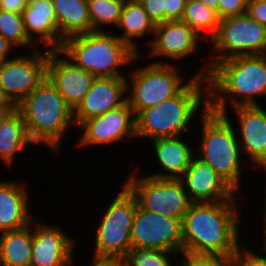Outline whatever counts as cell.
I'll list each match as a JSON object with an SVG mask.
<instances>
[{
	"label": "cell",
	"instance_id": "obj_1",
	"mask_svg": "<svg viewBox=\"0 0 266 266\" xmlns=\"http://www.w3.org/2000/svg\"><path fill=\"white\" fill-rule=\"evenodd\" d=\"M241 196L237 193L227 201L192 203L182 219L183 254L236 256L243 244Z\"/></svg>",
	"mask_w": 266,
	"mask_h": 266
},
{
	"label": "cell",
	"instance_id": "obj_2",
	"mask_svg": "<svg viewBox=\"0 0 266 266\" xmlns=\"http://www.w3.org/2000/svg\"><path fill=\"white\" fill-rule=\"evenodd\" d=\"M207 80L209 109L214 112L223 114L239 106L260 105L256 99L266 98V54L219 61L210 69Z\"/></svg>",
	"mask_w": 266,
	"mask_h": 266
},
{
	"label": "cell",
	"instance_id": "obj_3",
	"mask_svg": "<svg viewBox=\"0 0 266 266\" xmlns=\"http://www.w3.org/2000/svg\"><path fill=\"white\" fill-rule=\"evenodd\" d=\"M208 109V80L195 75L177 95L135 116L136 139L151 141L184 135L193 131L189 126L195 117L200 118Z\"/></svg>",
	"mask_w": 266,
	"mask_h": 266
},
{
	"label": "cell",
	"instance_id": "obj_4",
	"mask_svg": "<svg viewBox=\"0 0 266 266\" xmlns=\"http://www.w3.org/2000/svg\"><path fill=\"white\" fill-rule=\"evenodd\" d=\"M17 109L34 145H44L54 154L62 149L66 133L76 127L74 110L47 77L17 105Z\"/></svg>",
	"mask_w": 266,
	"mask_h": 266
},
{
	"label": "cell",
	"instance_id": "obj_5",
	"mask_svg": "<svg viewBox=\"0 0 266 266\" xmlns=\"http://www.w3.org/2000/svg\"><path fill=\"white\" fill-rule=\"evenodd\" d=\"M225 112L217 113L208 109L201 118L198 119L200 134L199 145L195 151L199 150L195 156L209 164L219 176L230 185L238 194L242 186V173L244 162L240 144L238 141L236 126L233 119ZM234 124V125H233ZM197 149V150H196ZM244 159V160H242ZM242 160V161H241ZM247 161V162H246ZM243 163V165H241Z\"/></svg>",
	"mask_w": 266,
	"mask_h": 266
},
{
	"label": "cell",
	"instance_id": "obj_6",
	"mask_svg": "<svg viewBox=\"0 0 266 266\" xmlns=\"http://www.w3.org/2000/svg\"><path fill=\"white\" fill-rule=\"evenodd\" d=\"M60 50L95 77H126L127 74L120 68L129 65L135 67L136 61L140 62L138 60L144 58L142 52L136 53L126 42L121 41L116 32L114 34L107 30L67 37Z\"/></svg>",
	"mask_w": 266,
	"mask_h": 266
},
{
	"label": "cell",
	"instance_id": "obj_7",
	"mask_svg": "<svg viewBox=\"0 0 266 266\" xmlns=\"http://www.w3.org/2000/svg\"><path fill=\"white\" fill-rule=\"evenodd\" d=\"M211 52L206 64L192 74L207 78L210 69L219 61L239 56L266 54V27L247 13L220 19L215 37L208 42Z\"/></svg>",
	"mask_w": 266,
	"mask_h": 266
},
{
	"label": "cell",
	"instance_id": "obj_8",
	"mask_svg": "<svg viewBox=\"0 0 266 266\" xmlns=\"http://www.w3.org/2000/svg\"><path fill=\"white\" fill-rule=\"evenodd\" d=\"M184 76L175 62L171 64L148 61L146 66L128 70L127 102L135 116L140 111L177 95L195 75L190 78Z\"/></svg>",
	"mask_w": 266,
	"mask_h": 266
},
{
	"label": "cell",
	"instance_id": "obj_9",
	"mask_svg": "<svg viewBox=\"0 0 266 266\" xmlns=\"http://www.w3.org/2000/svg\"><path fill=\"white\" fill-rule=\"evenodd\" d=\"M121 187L107 203V208L100 216L99 226L94 229L95 253L92 256L121 260L132 247L131 228L137 199L124 183Z\"/></svg>",
	"mask_w": 266,
	"mask_h": 266
},
{
	"label": "cell",
	"instance_id": "obj_10",
	"mask_svg": "<svg viewBox=\"0 0 266 266\" xmlns=\"http://www.w3.org/2000/svg\"><path fill=\"white\" fill-rule=\"evenodd\" d=\"M135 164L136 167L123 183L134 194L137 203L146 210L182 220L192 204L182 181L138 176L140 170Z\"/></svg>",
	"mask_w": 266,
	"mask_h": 266
},
{
	"label": "cell",
	"instance_id": "obj_11",
	"mask_svg": "<svg viewBox=\"0 0 266 266\" xmlns=\"http://www.w3.org/2000/svg\"><path fill=\"white\" fill-rule=\"evenodd\" d=\"M133 248H154L183 255L182 220L142 208L138 203L131 228Z\"/></svg>",
	"mask_w": 266,
	"mask_h": 266
},
{
	"label": "cell",
	"instance_id": "obj_12",
	"mask_svg": "<svg viewBox=\"0 0 266 266\" xmlns=\"http://www.w3.org/2000/svg\"><path fill=\"white\" fill-rule=\"evenodd\" d=\"M38 49L0 63V88L16 105L46 77L48 50Z\"/></svg>",
	"mask_w": 266,
	"mask_h": 266
},
{
	"label": "cell",
	"instance_id": "obj_13",
	"mask_svg": "<svg viewBox=\"0 0 266 266\" xmlns=\"http://www.w3.org/2000/svg\"><path fill=\"white\" fill-rule=\"evenodd\" d=\"M78 127L82 132L78 142H75L77 148L90 145L107 146L120 140L126 142L132 139L134 142L136 139L135 114L128 102L102 115L89 118Z\"/></svg>",
	"mask_w": 266,
	"mask_h": 266
},
{
	"label": "cell",
	"instance_id": "obj_14",
	"mask_svg": "<svg viewBox=\"0 0 266 266\" xmlns=\"http://www.w3.org/2000/svg\"><path fill=\"white\" fill-rule=\"evenodd\" d=\"M150 38L152 39H148L145 43L147 48L149 47L145 58L151 57L152 60L155 58L153 63H167L161 60L163 57L180 64L181 61H185V58L194 56L195 53L198 54L200 41L202 44L207 42L183 21H167L157 24L154 35Z\"/></svg>",
	"mask_w": 266,
	"mask_h": 266
},
{
	"label": "cell",
	"instance_id": "obj_15",
	"mask_svg": "<svg viewBox=\"0 0 266 266\" xmlns=\"http://www.w3.org/2000/svg\"><path fill=\"white\" fill-rule=\"evenodd\" d=\"M35 219L34 217L31 266H73L76 263V238H72V235L70 237L55 223L45 224L40 218Z\"/></svg>",
	"mask_w": 266,
	"mask_h": 266
},
{
	"label": "cell",
	"instance_id": "obj_16",
	"mask_svg": "<svg viewBox=\"0 0 266 266\" xmlns=\"http://www.w3.org/2000/svg\"><path fill=\"white\" fill-rule=\"evenodd\" d=\"M46 77L75 110L96 78L71 61L60 49L48 50Z\"/></svg>",
	"mask_w": 266,
	"mask_h": 266
},
{
	"label": "cell",
	"instance_id": "obj_17",
	"mask_svg": "<svg viewBox=\"0 0 266 266\" xmlns=\"http://www.w3.org/2000/svg\"><path fill=\"white\" fill-rule=\"evenodd\" d=\"M231 110L236 115L235 124L239 125L236 133L242 155L248 158V164L266 171V108L252 105Z\"/></svg>",
	"mask_w": 266,
	"mask_h": 266
},
{
	"label": "cell",
	"instance_id": "obj_18",
	"mask_svg": "<svg viewBox=\"0 0 266 266\" xmlns=\"http://www.w3.org/2000/svg\"><path fill=\"white\" fill-rule=\"evenodd\" d=\"M127 102L126 77H96L81 103L74 110L78 127L83 121L116 109Z\"/></svg>",
	"mask_w": 266,
	"mask_h": 266
},
{
	"label": "cell",
	"instance_id": "obj_19",
	"mask_svg": "<svg viewBox=\"0 0 266 266\" xmlns=\"http://www.w3.org/2000/svg\"><path fill=\"white\" fill-rule=\"evenodd\" d=\"M180 180L192 203L227 201L237 194L209 164L197 156L192 158Z\"/></svg>",
	"mask_w": 266,
	"mask_h": 266
},
{
	"label": "cell",
	"instance_id": "obj_20",
	"mask_svg": "<svg viewBox=\"0 0 266 266\" xmlns=\"http://www.w3.org/2000/svg\"><path fill=\"white\" fill-rule=\"evenodd\" d=\"M28 38L43 49H61L64 39L58 32V21L52 0H29L22 13Z\"/></svg>",
	"mask_w": 266,
	"mask_h": 266
},
{
	"label": "cell",
	"instance_id": "obj_21",
	"mask_svg": "<svg viewBox=\"0 0 266 266\" xmlns=\"http://www.w3.org/2000/svg\"><path fill=\"white\" fill-rule=\"evenodd\" d=\"M26 184L19 180L0 181V233L23 229L35 217L29 207Z\"/></svg>",
	"mask_w": 266,
	"mask_h": 266
},
{
	"label": "cell",
	"instance_id": "obj_22",
	"mask_svg": "<svg viewBox=\"0 0 266 266\" xmlns=\"http://www.w3.org/2000/svg\"><path fill=\"white\" fill-rule=\"evenodd\" d=\"M182 137L183 135L151 140L152 149H154L152 150L154 152L153 156L156 158L155 164L157 163L163 171L152 172L147 176L160 179L181 178L196 154L195 147H192L194 145H191L190 141H183L185 138Z\"/></svg>",
	"mask_w": 266,
	"mask_h": 266
},
{
	"label": "cell",
	"instance_id": "obj_23",
	"mask_svg": "<svg viewBox=\"0 0 266 266\" xmlns=\"http://www.w3.org/2000/svg\"><path fill=\"white\" fill-rule=\"evenodd\" d=\"M155 23L149 18L139 0H125L117 29L119 39L126 42L136 53L140 54L138 40L154 35ZM120 30V31H119ZM149 35V36H145ZM136 39V40H135ZM139 43V44H138Z\"/></svg>",
	"mask_w": 266,
	"mask_h": 266
},
{
	"label": "cell",
	"instance_id": "obj_24",
	"mask_svg": "<svg viewBox=\"0 0 266 266\" xmlns=\"http://www.w3.org/2000/svg\"><path fill=\"white\" fill-rule=\"evenodd\" d=\"M33 219L20 230L0 233V266H31Z\"/></svg>",
	"mask_w": 266,
	"mask_h": 266
},
{
	"label": "cell",
	"instance_id": "obj_25",
	"mask_svg": "<svg viewBox=\"0 0 266 266\" xmlns=\"http://www.w3.org/2000/svg\"><path fill=\"white\" fill-rule=\"evenodd\" d=\"M59 35L67 37L91 32L87 0H52Z\"/></svg>",
	"mask_w": 266,
	"mask_h": 266
},
{
	"label": "cell",
	"instance_id": "obj_26",
	"mask_svg": "<svg viewBox=\"0 0 266 266\" xmlns=\"http://www.w3.org/2000/svg\"><path fill=\"white\" fill-rule=\"evenodd\" d=\"M34 143L29 138L23 116L16 109L2 123L0 127V160L11 167L19 151Z\"/></svg>",
	"mask_w": 266,
	"mask_h": 266
},
{
	"label": "cell",
	"instance_id": "obj_27",
	"mask_svg": "<svg viewBox=\"0 0 266 266\" xmlns=\"http://www.w3.org/2000/svg\"><path fill=\"white\" fill-rule=\"evenodd\" d=\"M181 21L188 24L202 39L209 42L217 34L220 24L216 10L199 0H187Z\"/></svg>",
	"mask_w": 266,
	"mask_h": 266
},
{
	"label": "cell",
	"instance_id": "obj_28",
	"mask_svg": "<svg viewBox=\"0 0 266 266\" xmlns=\"http://www.w3.org/2000/svg\"><path fill=\"white\" fill-rule=\"evenodd\" d=\"M87 2L91 31L109 30L107 29L109 25L117 27L125 0H87Z\"/></svg>",
	"mask_w": 266,
	"mask_h": 266
},
{
	"label": "cell",
	"instance_id": "obj_29",
	"mask_svg": "<svg viewBox=\"0 0 266 266\" xmlns=\"http://www.w3.org/2000/svg\"><path fill=\"white\" fill-rule=\"evenodd\" d=\"M0 35L18 49L36 50L37 45L26 34L21 14L0 10Z\"/></svg>",
	"mask_w": 266,
	"mask_h": 266
},
{
	"label": "cell",
	"instance_id": "obj_30",
	"mask_svg": "<svg viewBox=\"0 0 266 266\" xmlns=\"http://www.w3.org/2000/svg\"><path fill=\"white\" fill-rule=\"evenodd\" d=\"M178 253L154 248L131 247L121 259V266H174L173 256ZM171 256V257H170Z\"/></svg>",
	"mask_w": 266,
	"mask_h": 266
},
{
	"label": "cell",
	"instance_id": "obj_31",
	"mask_svg": "<svg viewBox=\"0 0 266 266\" xmlns=\"http://www.w3.org/2000/svg\"><path fill=\"white\" fill-rule=\"evenodd\" d=\"M187 266H237L236 256L183 254Z\"/></svg>",
	"mask_w": 266,
	"mask_h": 266
},
{
	"label": "cell",
	"instance_id": "obj_32",
	"mask_svg": "<svg viewBox=\"0 0 266 266\" xmlns=\"http://www.w3.org/2000/svg\"><path fill=\"white\" fill-rule=\"evenodd\" d=\"M248 0H219L217 15L220 19L245 14Z\"/></svg>",
	"mask_w": 266,
	"mask_h": 266
},
{
	"label": "cell",
	"instance_id": "obj_33",
	"mask_svg": "<svg viewBox=\"0 0 266 266\" xmlns=\"http://www.w3.org/2000/svg\"><path fill=\"white\" fill-rule=\"evenodd\" d=\"M249 248L250 246H246L244 243L241 245L239 253L236 255L237 266H266V256L257 254Z\"/></svg>",
	"mask_w": 266,
	"mask_h": 266
},
{
	"label": "cell",
	"instance_id": "obj_34",
	"mask_svg": "<svg viewBox=\"0 0 266 266\" xmlns=\"http://www.w3.org/2000/svg\"><path fill=\"white\" fill-rule=\"evenodd\" d=\"M155 25L165 22L166 0H139Z\"/></svg>",
	"mask_w": 266,
	"mask_h": 266
},
{
	"label": "cell",
	"instance_id": "obj_35",
	"mask_svg": "<svg viewBox=\"0 0 266 266\" xmlns=\"http://www.w3.org/2000/svg\"><path fill=\"white\" fill-rule=\"evenodd\" d=\"M246 13L253 20L266 27V0H248Z\"/></svg>",
	"mask_w": 266,
	"mask_h": 266
},
{
	"label": "cell",
	"instance_id": "obj_36",
	"mask_svg": "<svg viewBox=\"0 0 266 266\" xmlns=\"http://www.w3.org/2000/svg\"><path fill=\"white\" fill-rule=\"evenodd\" d=\"M187 0H166L165 22L181 21Z\"/></svg>",
	"mask_w": 266,
	"mask_h": 266
},
{
	"label": "cell",
	"instance_id": "obj_37",
	"mask_svg": "<svg viewBox=\"0 0 266 266\" xmlns=\"http://www.w3.org/2000/svg\"><path fill=\"white\" fill-rule=\"evenodd\" d=\"M29 0H0V10L21 14L27 8Z\"/></svg>",
	"mask_w": 266,
	"mask_h": 266
},
{
	"label": "cell",
	"instance_id": "obj_38",
	"mask_svg": "<svg viewBox=\"0 0 266 266\" xmlns=\"http://www.w3.org/2000/svg\"><path fill=\"white\" fill-rule=\"evenodd\" d=\"M16 49L17 48L12 43L0 35V63L14 58L13 56L11 57L10 54H13L12 51L14 52Z\"/></svg>",
	"mask_w": 266,
	"mask_h": 266
},
{
	"label": "cell",
	"instance_id": "obj_39",
	"mask_svg": "<svg viewBox=\"0 0 266 266\" xmlns=\"http://www.w3.org/2000/svg\"><path fill=\"white\" fill-rule=\"evenodd\" d=\"M89 266H121V260L116 258L95 257L91 259Z\"/></svg>",
	"mask_w": 266,
	"mask_h": 266
},
{
	"label": "cell",
	"instance_id": "obj_40",
	"mask_svg": "<svg viewBox=\"0 0 266 266\" xmlns=\"http://www.w3.org/2000/svg\"><path fill=\"white\" fill-rule=\"evenodd\" d=\"M0 109H17V105L1 88H0Z\"/></svg>",
	"mask_w": 266,
	"mask_h": 266
},
{
	"label": "cell",
	"instance_id": "obj_41",
	"mask_svg": "<svg viewBox=\"0 0 266 266\" xmlns=\"http://www.w3.org/2000/svg\"><path fill=\"white\" fill-rule=\"evenodd\" d=\"M266 191V190H265ZM263 195H266V192L263 194ZM265 198V208H266V196L264 197ZM261 215H263V216H261ZM260 216L261 217H263V220H261V221H263L262 223L264 224V225H262L263 226V236H262V238H263V240H262V242H261V246H260V249H261V252L263 251L264 253H266V209L264 210V212H263V214H260Z\"/></svg>",
	"mask_w": 266,
	"mask_h": 266
},
{
	"label": "cell",
	"instance_id": "obj_42",
	"mask_svg": "<svg viewBox=\"0 0 266 266\" xmlns=\"http://www.w3.org/2000/svg\"><path fill=\"white\" fill-rule=\"evenodd\" d=\"M16 109H0V127L2 126V123L5 121V119Z\"/></svg>",
	"mask_w": 266,
	"mask_h": 266
},
{
	"label": "cell",
	"instance_id": "obj_43",
	"mask_svg": "<svg viewBox=\"0 0 266 266\" xmlns=\"http://www.w3.org/2000/svg\"><path fill=\"white\" fill-rule=\"evenodd\" d=\"M199 1H202L207 6L217 11L219 0H199Z\"/></svg>",
	"mask_w": 266,
	"mask_h": 266
},
{
	"label": "cell",
	"instance_id": "obj_44",
	"mask_svg": "<svg viewBox=\"0 0 266 266\" xmlns=\"http://www.w3.org/2000/svg\"><path fill=\"white\" fill-rule=\"evenodd\" d=\"M179 263L177 262L174 266H187L181 259H178Z\"/></svg>",
	"mask_w": 266,
	"mask_h": 266
}]
</instances>
